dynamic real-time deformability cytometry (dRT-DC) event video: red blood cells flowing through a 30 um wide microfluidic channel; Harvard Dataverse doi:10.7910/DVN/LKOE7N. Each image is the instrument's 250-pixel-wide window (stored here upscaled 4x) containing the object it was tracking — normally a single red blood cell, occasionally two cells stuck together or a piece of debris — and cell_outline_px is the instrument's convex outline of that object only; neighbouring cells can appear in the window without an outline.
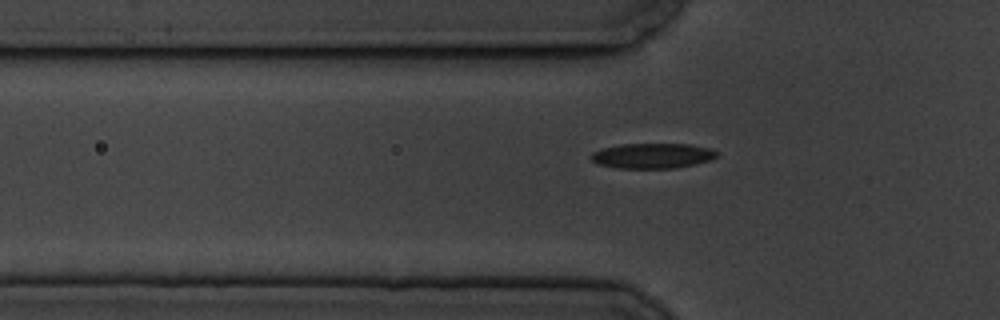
{"species": "common noctule bat (a hibernating species)", "species_latin": "Nyctalus noctula", "temperature_condition": "cold", "stored_images_in_passage": 43, "camera_frame_rate_fps": 3000, "um_per_image_px": 0.085, "animal": {"sex": "male", "body_mass_g": 19.5, "forearm_length_mm": 54.6}, "frame": {"image": 1, "passage_image": 9, "time_ms": 2.667, "image_size_px": [1000, 320], "cell_outline_px": [[720, 156], [708, 160], [676, 168], [616, 168], [596, 164], [588, 156], [592, 152], [600, 148], [620, 144], [692, 144], [712, 148], [720, 152]], "centroid_in_image_um": [55.44, 13.23], "position_along_channel_um": 70.4, "area_um2": 18.79}}
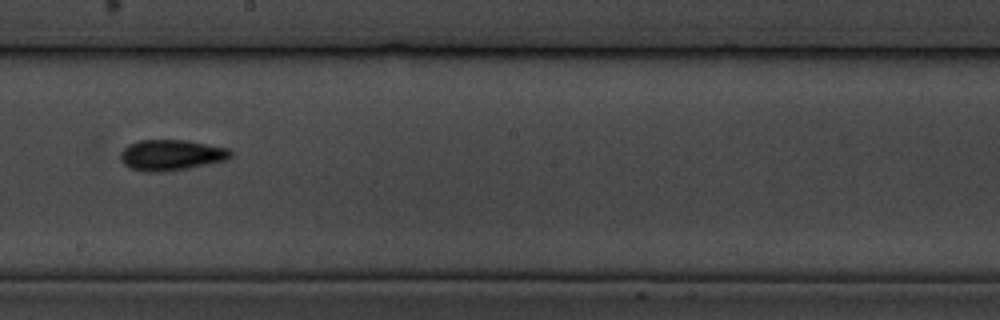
{"frame": {"image": 2, "passage_image": 23, "time_ms": 7.333, "image_size_px": [1000, 320], "cell_outline_px": [[232, 156], [228, 160], [188, 168], [164, 172], [144, 172], [132, 168], [124, 164], [120, 160], [120, 152], [128, 144], [140, 140], [188, 140], [228, 148], [232, 152]], "centroid_in_image_um": [14.56, 13.18], "position_along_channel_um": 233.6, "area_um2": 19.94}}
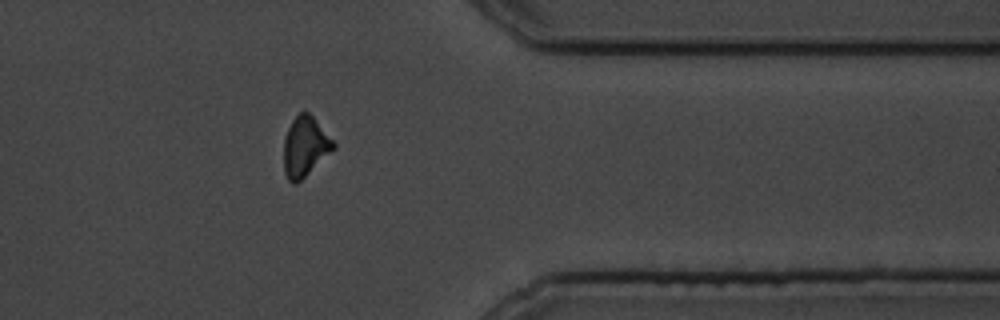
{"frame": {"image": 3, "passage_image": 37, "time_ms": 12.0, "image_size_px": [1000, 320], "cell_outline_px": [[336, 148], [296, 184], [292, 184], [288, 180], [284, 172], [284, 136], [292, 120], [304, 108], [312, 116], [336, 144]], "centroid_in_image_um": [25.92, 12.46], "position_along_channel_um": 385.5, "area_um2": 17.34}}